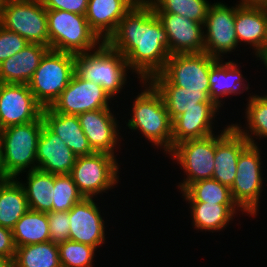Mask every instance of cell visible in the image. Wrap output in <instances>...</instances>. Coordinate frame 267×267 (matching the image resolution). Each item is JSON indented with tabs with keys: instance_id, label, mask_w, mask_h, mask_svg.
<instances>
[{
	"instance_id": "6da1fadb",
	"label": "cell",
	"mask_w": 267,
	"mask_h": 267,
	"mask_svg": "<svg viewBox=\"0 0 267 267\" xmlns=\"http://www.w3.org/2000/svg\"><path fill=\"white\" fill-rule=\"evenodd\" d=\"M105 43L126 58L140 81L160 73L170 57L166 30L152 6H134Z\"/></svg>"
},
{
	"instance_id": "7a4b0ae2",
	"label": "cell",
	"mask_w": 267,
	"mask_h": 267,
	"mask_svg": "<svg viewBox=\"0 0 267 267\" xmlns=\"http://www.w3.org/2000/svg\"><path fill=\"white\" fill-rule=\"evenodd\" d=\"M141 82L145 89L133 101L132 116L126 126L139 130L152 145L164 148L167 154L172 149V121L161 94L149 81Z\"/></svg>"
},
{
	"instance_id": "3957f363",
	"label": "cell",
	"mask_w": 267,
	"mask_h": 267,
	"mask_svg": "<svg viewBox=\"0 0 267 267\" xmlns=\"http://www.w3.org/2000/svg\"><path fill=\"white\" fill-rule=\"evenodd\" d=\"M128 70L126 58L105 42L92 52L75 55V73L101 85L113 100L126 84Z\"/></svg>"
},
{
	"instance_id": "277c9868",
	"label": "cell",
	"mask_w": 267,
	"mask_h": 267,
	"mask_svg": "<svg viewBox=\"0 0 267 267\" xmlns=\"http://www.w3.org/2000/svg\"><path fill=\"white\" fill-rule=\"evenodd\" d=\"M42 116L36 121L12 125L0 134V147L5 173L17 178L21 173L37 169V142L43 128Z\"/></svg>"
},
{
	"instance_id": "5b68a950",
	"label": "cell",
	"mask_w": 267,
	"mask_h": 267,
	"mask_svg": "<svg viewBox=\"0 0 267 267\" xmlns=\"http://www.w3.org/2000/svg\"><path fill=\"white\" fill-rule=\"evenodd\" d=\"M47 24L50 49L76 55L93 51L103 43L90 28L85 15L47 10Z\"/></svg>"
},
{
	"instance_id": "8992f818",
	"label": "cell",
	"mask_w": 267,
	"mask_h": 267,
	"mask_svg": "<svg viewBox=\"0 0 267 267\" xmlns=\"http://www.w3.org/2000/svg\"><path fill=\"white\" fill-rule=\"evenodd\" d=\"M74 73L75 54L49 49L28 86L37 102L48 108L66 89Z\"/></svg>"
},
{
	"instance_id": "52a82bcc",
	"label": "cell",
	"mask_w": 267,
	"mask_h": 267,
	"mask_svg": "<svg viewBox=\"0 0 267 267\" xmlns=\"http://www.w3.org/2000/svg\"><path fill=\"white\" fill-rule=\"evenodd\" d=\"M0 25L29 43L49 47L47 10L41 0H0Z\"/></svg>"
},
{
	"instance_id": "ba28073f",
	"label": "cell",
	"mask_w": 267,
	"mask_h": 267,
	"mask_svg": "<svg viewBox=\"0 0 267 267\" xmlns=\"http://www.w3.org/2000/svg\"><path fill=\"white\" fill-rule=\"evenodd\" d=\"M119 166L116 156L95 152L77 157L70 175L84 198L95 199L118 184Z\"/></svg>"
},
{
	"instance_id": "9c48e42d",
	"label": "cell",
	"mask_w": 267,
	"mask_h": 267,
	"mask_svg": "<svg viewBox=\"0 0 267 267\" xmlns=\"http://www.w3.org/2000/svg\"><path fill=\"white\" fill-rule=\"evenodd\" d=\"M258 145L249 144L239 155L237 173L232 184L231 195L234 202L250 216L259 211V200L262 193V162Z\"/></svg>"
},
{
	"instance_id": "30bf717a",
	"label": "cell",
	"mask_w": 267,
	"mask_h": 267,
	"mask_svg": "<svg viewBox=\"0 0 267 267\" xmlns=\"http://www.w3.org/2000/svg\"><path fill=\"white\" fill-rule=\"evenodd\" d=\"M216 135L187 140L175 145L168 153L184 170L186 178L177 185L182 192L189 184L200 180L212 179L214 174V156Z\"/></svg>"
},
{
	"instance_id": "8fae6325",
	"label": "cell",
	"mask_w": 267,
	"mask_h": 267,
	"mask_svg": "<svg viewBox=\"0 0 267 267\" xmlns=\"http://www.w3.org/2000/svg\"><path fill=\"white\" fill-rule=\"evenodd\" d=\"M218 60L205 52L173 54L160 74L173 86L203 91L209 97V71Z\"/></svg>"
},
{
	"instance_id": "7c38bea8",
	"label": "cell",
	"mask_w": 267,
	"mask_h": 267,
	"mask_svg": "<svg viewBox=\"0 0 267 267\" xmlns=\"http://www.w3.org/2000/svg\"><path fill=\"white\" fill-rule=\"evenodd\" d=\"M235 19L236 5L230 8L221 2L210 4L204 23L205 53L223 59V54L236 50L239 44L234 26Z\"/></svg>"
},
{
	"instance_id": "4fadbf2b",
	"label": "cell",
	"mask_w": 267,
	"mask_h": 267,
	"mask_svg": "<svg viewBox=\"0 0 267 267\" xmlns=\"http://www.w3.org/2000/svg\"><path fill=\"white\" fill-rule=\"evenodd\" d=\"M110 100L112 98L101 85L82 79L74 73L66 89L50 108L62 114L79 115L87 111L110 108Z\"/></svg>"
},
{
	"instance_id": "5bb4252c",
	"label": "cell",
	"mask_w": 267,
	"mask_h": 267,
	"mask_svg": "<svg viewBox=\"0 0 267 267\" xmlns=\"http://www.w3.org/2000/svg\"><path fill=\"white\" fill-rule=\"evenodd\" d=\"M43 107L26 84L0 85V123L2 128L36 121Z\"/></svg>"
},
{
	"instance_id": "9a60e30c",
	"label": "cell",
	"mask_w": 267,
	"mask_h": 267,
	"mask_svg": "<svg viewBox=\"0 0 267 267\" xmlns=\"http://www.w3.org/2000/svg\"><path fill=\"white\" fill-rule=\"evenodd\" d=\"M93 198H83L69 210V240L93 246L105 244V221Z\"/></svg>"
},
{
	"instance_id": "2e32d148",
	"label": "cell",
	"mask_w": 267,
	"mask_h": 267,
	"mask_svg": "<svg viewBox=\"0 0 267 267\" xmlns=\"http://www.w3.org/2000/svg\"><path fill=\"white\" fill-rule=\"evenodd\" d=\"M110 109L87 111L77 117L92 150L115 156L114 149L120 146L119 141L122 140L119 137V122Z\"/></svg>"
},
{
	"instance_id": "e0dca14e",
	"label": "cell",
	"mask_w": 267,
	"mask_h": 267,
	"mask_svg": "<svg viewBox=\"0 0 267 267\" xmlns=\"http://www.w3.org/2000/svg\"><path fill=\"white\" fill-rule=\"evenodd\" d=\"M156 15L166 30L170 55L204 52L203 24L172 13Z\"/></svg>"
},
{
	"instance_id": "ac0fdd59",
	"label": "cell",
	"mask_w": 267,
	"mask_h": 267,
	"mask_svg": "<svg viewBox=\"0 0 267 267\" xmlns=\"http://www.w3.org/2000/svg\"><path fill=\"white\" fill-rule=\"evenodd\" d=\"M224 128L220 134H216L212 179L231 188L237 173L239 155L250 143L232 124Z\"/></svg>"
},
{
	"instance_id": "d6986e66",
	"label": "cell",
	"mask_w": 267,
	"mask_h": 267,
	"mask_svg": "<svg viewBox=\"0 0 267 267\" xmlns=\"http://www.w3.org/2000/svg\"><path fill=\"white\" fill-rule=\"evenodd\" d=\"M217 112L219 108L214 103H200V108L188 109L177 116L172 121V148L187 140L201 139L215 134L212 124L215 122Z\"/></svg>"
},
{
	"instance_id": "ffe728a7",
	"label": "cell",
	"mask_w": 267,
	"mask_h": 267,
	"mask_svg": "<svg viewBox=\"0 0 267 267\" xmlns=\"http://www.w3.org/2000/svg\"><path fill=\"white\" fill-rule=\"evenodd\" d=\"M77 156L44 124L37 142V169L55 174H70Z\"/></svg>"
},
{
	"instance_id": "44dd1931",
	"label": "cell",
	"mask_w": 267,
	"mask_h": 267,
	"mask_svg": "<svg viewBox=\"0 0 267 267\" xmlns=\"http://www.w3.org/2000/svg\"><path fill=\"white\" fill-rule=\"evenodd\" d=\"M235 31L238 44H250L258 56L267 47V7L236 4Z\"/></svg>"
},
{
	"instance_id": "7402d4cb",
	"label": "cell",
	"mask_w": 267,
	"mask_h": 267,
	"mask_svg": "<svg viewBox=\"0 0 267 267\" xmlns=\"http://www.w3.org/2000/svg\"><path fill=\"white\" fill-rule=\"evenodd\" d=\"M49 49L50 47L41 44H27L21 51L0 63V82L28 85Z\"/></svg>"
},
{
	"instance_id": "603a6c76",
	"label": "cell",
	"mask_w": 267,
	"mask_h": 267,
	"mask_svg": "<svg viewBox=\"0 0 267 267\" xmlns=\"http://www.w3.org/2000/svg\"><path fill=\"white\" fill-rule=\"evenodd\" d=\"M42 119L44 125L59 136L77 157L95 153L83 132L77 115L58 113L48 107L43 108Z\"/></svg>"
},
{
	"instance_id": "cb8c5ba5",
	"label": "cell",
	"mask_w": 267,
	"mask_h": 267,
	"mask_svg": "<svg viewBox=\"0 0 267 267\" xmlns=\"http://www.w3.org/2000/svg\"><path fill=\"white\" fill-rule=\"evenodd\" d=\"M133 7L128 0H89L85 17L90 28L105 42Z\"/></svg>"
},
{
	"instance_id": "d4e9b609",
	"label": "cell",
	"mask_w": 267,
	"mask_h": 267,
	"mask_svg": "<svg viewBox=\"0 0 267 267\" xmlns=\"http://www.w3.org/2000/svg\"><path fill=\"white\" fill-rule=\"evenodd\" d=\"M219 59L209 71V99L220 109L223 107L221 97L232 94H242L250 89V85L242 75L239 64L233 61L223 62ZM238 67V68H237ZM222 105V106H221Z\"/></svg>"
},
{
	"instance_id": "484cf974",
	"label": "cell",
	"mask_w": 267,
	"mask_h": 267,
	"mask_svg": "<svg viewBox=\"0 0 267 267\" xmlns=\"http://www.w3.org/2000/svg\"><path fill=\"white\" fill-rule=\"evenodd\" d=\"M148 81L161 94L171 121L188 109L200 108V103H213L203 91L173 86L160 73Z\"/></svg>"
},
{
	"instance_id": "4316f807",
	"label": "cell",
	"mask_w": 267,
	"mask_h": 267,
	"mask_svg": "<svg viewBox=\"0 0 267 267\" xmlns=\"http://www.w3.org/2000/svg\"><path fill=\"white\" fill-rule=\"evenodd\" d=\"M190 204L192 224L196 230L221 231L226 228L229 222L242 211L237 204H217L203 202H188ZM235 214V215H234Z\"/></svg>"
},
{
	"instance_id": "83f0119b",
	"label": "cell",
	"mask_w": 267,
	"mask_h": 267,
	"mask_svg": "<svg viewBox=\"0 0 267 267\" xmlns=\"http://www.w3.org/2000/svg\"><path fill=\"white\" fill-rule=\"evenodd\" d=\"M19 178H9L0 188V226L10 230L29 210L26 193Z\"/></svg>"
},
{
	"instance_id": "f1b7e54d",
	"label": "cell",
	"mask_w": 267,
	"mask_h": 267,
	"mask_svg": "<svg viewBox=\"0 0 267 267\" xmlns=\"http://www.w3.org/2000/svg\"><path fill=\"white\" fill-rule=\"evenodd\" d=\"M27 172L26 183L21 181L25 190L29 209L48 213L52 211L54 174L35 169Z\"/></svg>"
},
{
	"instance_id": "f546056e",
	"label": "cell",
	"mask_w": 267,
	"mask_h": 267,
	"mask_svg": "<svg viewBox=\"0 0 267 267\" xmlns=\"http://www.w3.org/2000/svg\"><path fill=\"white\" fill-rule=\"evenodd\" d=\"M16 247L50 241L47 213L28 210L12 229Z\"/></svg>"
},
{
	"instance_id": "4dcf8cb0",
	"label": "cell",
	"mask_w": 267,
	"mask_h": 267,
	"mask_svg": "<svg viewBox=\"0 0 267 267\" xmlns=\"http://www.w3.org/2000/svg\"><path fill=\"white\" fill-rule=\"evenodd\" d=\"M13 267H61L59 247L48 241L16 247Z\"/></svg>"
},
{
	"instance_id": "1f68e13d",
	"label": "cell",
	"mask_w": 267,
	"mask_h": 267,
	"mask_svg": "<svg viewBox=\"0 0 267 267\" xmlns=\"http://www.w3.org/2000/svg\"><path fill=\"white\" fill-rule=\"evenodd\" d=\"M248 99V104L246 105L247 107L245 110L247 127L243 128L238 123H232V125L241 135H243L249 141L250 144L257 145L258 143L257 141L255 142L254 138H259V140L263 137L267 138V93L263 96L250 94Z\"/></svg>"
},
{
	"instance_id": "d6a6232c",
	"label": "cell",
	"mask_w": 267,
	"mask_h": 267,
	"mask_svg": "<svg viewBox=\"0 0 267 267\" xmlns=\"http://www.w3.org/2000/svg\"><path fill=\"white\" fill-rule=\"evenodd\" d=\"M181 193L187 202L236 204L231 189L214 179L189 184Z\"/></svg>"
},
{
	"instance_id": "836d02e7",
	"label": "cell",
	"mask_w": 267,
	"mask_h": 267,
	"mask_svg": "<svg viewBox=\"0 0 267 267\" xmlns=\"http://www.w3.org/2000/svg\"><path fill=\"white\" fill-rule=\"evenodd\" d=\"M207 0H154L155 13H172L181 15L204 25L208 7Z\"/></svg>"
},
{
	"instance_id": "e575fe53",
	"label": "cell",
	"mask_w": 267,
	"mask_h": 267,
	"mask_svg": "<svg viewBox=\"0 0 267 267\" xmlns=\"http://www.w3.org/2000/svg\"><path fill=\"white\" fill-rule=\"evenodd\" d=\"M83 198L70 174H54L52 211H69Z\"/></svg>"
},
{
	"instance_id": "d590c367",
	"label": "cell",
	"mask_w": 267,
	"mask_h": 267,
	"mask_svg": "<svg viewBox=\"0 0 267 267\" xmlns=\"http://www.w3.org/2000/svg\"><path fill=\"white\" fill-rule=\"evenodd\" d=\"M58 247L61 267H93L95 247L71 240Z\"/></svg>"
},
{
	"instance_id": "8d00e7d4",
	"label": "cell",
	"mask_w": 267,
	"mask_h": 267,
	"mask_svg": "<svg viewBox=\"0 0 267 267\" xmlns=\"http://www.w3.org/2000/svg\"><path fill=\"white\" fill-rule=\"evenodd\" d=\"M47 218L50 241L56 245L68 241L70 235L69 211H51L47 213Z\"/></svg>"
},
{
	"instance_id": "74e56055",
	"label": "cell",
	"mask_w": 267,
	"mask_h": 267,
	"mask_svg": "<svg viewBox=\"0 0 267 267\" xmlns=\"http://www.w3.org/2000/svg\"><path fill=\"white\" fill-rule=\"evenodd\" d=\"M29 42L0 25V63L21 51Z\"/></svg>"
},
{
	"instance_id": "f35d334b",
	"label": "cell",
	"mask_w": 267,
	"mask_h": 267,
	"mask_svg": "<svg viewBox=\"0 0 267 267\" xmlns=\"http://www.w3.org/2000/svg\"><path fill=\"white\" fill-rule=\"evenodd\" d=\"M46 10H63L85 15L89 0H41Z\"/></svg>"
},
{
	"instance_id": "ab89813d",
	"label": "cell",
	"mask_w": 267,
	"mask_h": 267,
	"mask_svg": "<svg viewBox=\"0 0 267 267\" xmlns=\"http://www.w3.org/2000/svg\"><path fill=\"white\" fill-rule=\"evenodd\" d=\"M16 253L12 230L0 226V256L9 258L12 262Z\"/></svg>"
},
{
	"instance_id": "60d3db41",
	"label": "cell",
	"mask_w": 267,
	"mask_h": 267,
	"mask_svg": "<svg viewBox=\"0 0 267 267\" xmlns=\"http://www.w3.org/2000/svg\"><path fill=\"white\" fill-rule=\"evenodd\" d=\"M239 3L245 6L267 7V0H240Z\"/></svg>"
},
{
	"instance_id": "b9f144b4",
	"label": "cell",
	"mask_w": 267,
	"mask_h": 267,
	"mask_svg": "<svg viewBox=\"0 0 267 267\" xmlns=\"http://www.w3.org/2000/svg\"><path fill=\"white\" fill-rule=\"evenodd\" d=\"M133 6H152L154 0H128Z\"/></svg>"
},
{
	"instance_id": "7bdbcfd3",
	"label": "cell",
	"mask_w": 267,
	"mask_h": 267,
	"mask_svg": "<svg viewBox=\"0 0 267 267\" xmlns=\"http://www.w3.org/2000/svg\"><path fill=\"white\" fill-rule=\"evenodd\" d=\"M258 60H261L267 69V47L256 57Z\"/></svg>"
},
{
	"instance_id": "ee69618b",
	"label": "cell",
	"mask_w": 267,
	"mask_h": 267,
	"mask_svg": "<svg viewBox=\"0 0 267 267\" xmlns=\"http://www.w3.org/2000/svg\"><path fill=\"white\" fill-rule=\"evenodd\" d=\"M0 267H13L12 261L9 258H4L0 256Z\"/></svg>"
},
{
	"instance_id": "f6af8a7d",
	"label": "cell",
	"mask_w": 267,
	"mask_h": 267,
	"mask_svg": "<svg viewBox=\"0 0 267 267\" xmlns=\"http://www.w3.org/2000/svg\"><path fill=\"white\" fill-rule=\"evenodd\" d=\"M0 177H8L7 174L5 173L3 166L1 147H0Z\"/></svg>"
},
{
	"instance_id": "bcb514c9",
	"label": "cell",
	"mask_w": 267,
	"mask_h": 267,
	"mask_svg": "<svg viewBox=\"0 0 267 267\" xmlns=\"http://www.w3.org/2000/svg\"><path fill=\"white\" fill-rule=\"evenodd\" d=\"M9 179V177H0V188H1V186L4 184V182L6 181V180H8Z\"/></svg>"
},
{
	"instance_id": "7dc6e473",
	"label": "cell",
	"mask_w": 267,
	"mask_h": 267,
	"mask_svg": "<svg viewBox=\"0 0 267 267\" xmlns=\"http://www.w3.org/2000/svg\"><path fill=\"white\" fill-rule=\"evenodd\" d=\"M2 131H3V128H2L1 123H0V134L2 133Z\"/></svg>"
}]
</instances>
